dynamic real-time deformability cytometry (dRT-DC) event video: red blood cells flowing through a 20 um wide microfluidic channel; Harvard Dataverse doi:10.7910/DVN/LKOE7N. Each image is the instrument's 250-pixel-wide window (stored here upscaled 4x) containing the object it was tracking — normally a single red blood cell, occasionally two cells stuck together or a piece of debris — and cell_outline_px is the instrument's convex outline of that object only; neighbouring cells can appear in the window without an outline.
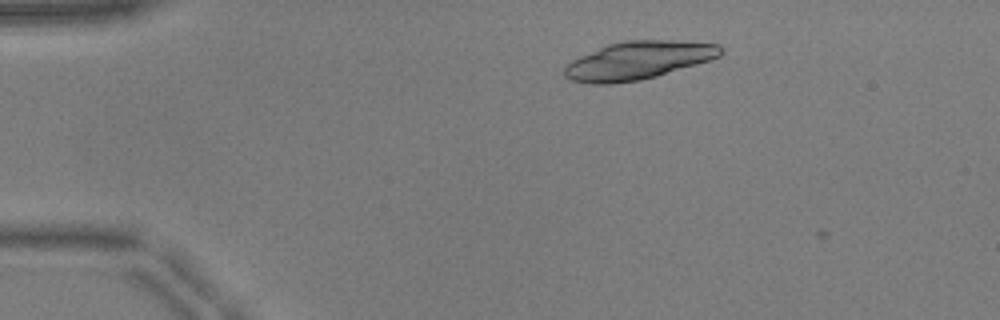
{"species": "common noctule bat (a hibernating species)", "species_latin": "Nyctalus noctula", "temperature_condition": "warm", "stored_images_in_passage": 8, "camera_frame_rate_fps": 3000, "um_per_image_px": 0.085, "animal": {"sex": "male", "body_mass_g": 17.9, "forearm_length_mm": 54.2}, "frame": {"image": 1, "passage_image": 5, "time_ms": 1.333, "image_size_px": [1000, 320], "cell_outline_px": [[724, 52], [720, 56], [696, 64], [656, 76], [640, 80], [612, 84], [588, 84], [572, 80], [564, 76], [564, 68], [572, 60], [580, 56], [608, 44], [624, 40], [672, 40], [720, 44], [724, 48]], "centroid_in_image_um": [54.25, 5.13], "position_along_channel_um": 30.7, "area_um2": 34.56}}